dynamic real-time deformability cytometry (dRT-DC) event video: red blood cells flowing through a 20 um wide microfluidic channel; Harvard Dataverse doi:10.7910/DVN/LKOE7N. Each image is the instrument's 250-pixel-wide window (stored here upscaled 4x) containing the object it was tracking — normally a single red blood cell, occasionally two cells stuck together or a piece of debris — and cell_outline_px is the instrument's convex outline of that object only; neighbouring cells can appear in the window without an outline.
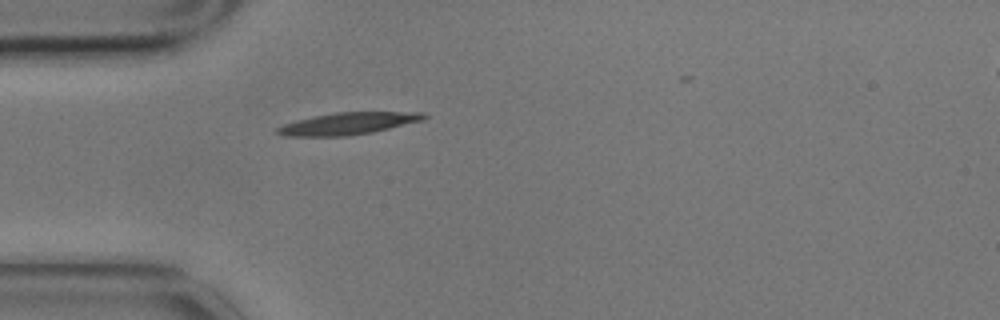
{"species": "common noctule bat (a hibernating species)", "species_latin": "Nyctalus noctula", "temperature_condition": "cold", "stored_images_in_passage": 1, "camera_frame_rate_fps": 3000, "um_per_image_px": 0.085, "animal": {"sex": "male", "body_mass_g": 17.9}, "frame": {"image": 1, "passage_image": 1, "time_ms": 0.0, "image_size_px": [1000, 320], "cell_outline_px": [[428, 116], [424, 120], [372, 132], [348, 136], [284, 136], [276, 132], [276, 128], [284, 124], [296, 120], [336, 112], [424, 112]], "centroid_in_image_um": [29.61, 10.5], "position_along_channel_um": 55.4, "area_um2": 18.73}}